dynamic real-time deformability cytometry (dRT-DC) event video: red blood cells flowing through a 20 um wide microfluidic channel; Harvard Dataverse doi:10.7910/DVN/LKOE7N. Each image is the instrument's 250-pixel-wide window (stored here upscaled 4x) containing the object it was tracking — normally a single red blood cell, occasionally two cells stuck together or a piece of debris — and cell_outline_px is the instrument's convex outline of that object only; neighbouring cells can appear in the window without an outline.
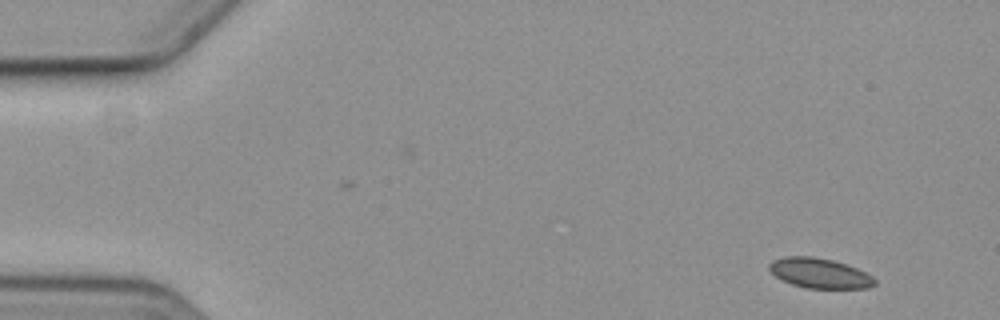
{"species": "common noctule bat (a hibernating species)", "species_latin": "Nyctalus noctula", "temperature_condition": "cold", "stored_images_in_passage": 5, "camera_frame_rate_fps": 3000, "um_per_image_px": 0.085, "animal": {"sex": "female", "body_mass_g": 19.3, "forearm_length_mm": 54.1}, "frame": {"image": 1, "passage_image": 1, "time_ms": 0.0, "image_size_px": [1000, 320], "cell_outline_px": [[876, 284], [868, 288], [804, 288], [792, 284], [776, 276], [768, 268], [768, 264], [772, 260], [784, 256], [812, 256], [832, 260], [848, 264], [872, 276], [876, 280]], "centroid_in_image_um": [69.66, 23.21], "position_along_channel_um": 15.3, "area_um2": 18.44}}